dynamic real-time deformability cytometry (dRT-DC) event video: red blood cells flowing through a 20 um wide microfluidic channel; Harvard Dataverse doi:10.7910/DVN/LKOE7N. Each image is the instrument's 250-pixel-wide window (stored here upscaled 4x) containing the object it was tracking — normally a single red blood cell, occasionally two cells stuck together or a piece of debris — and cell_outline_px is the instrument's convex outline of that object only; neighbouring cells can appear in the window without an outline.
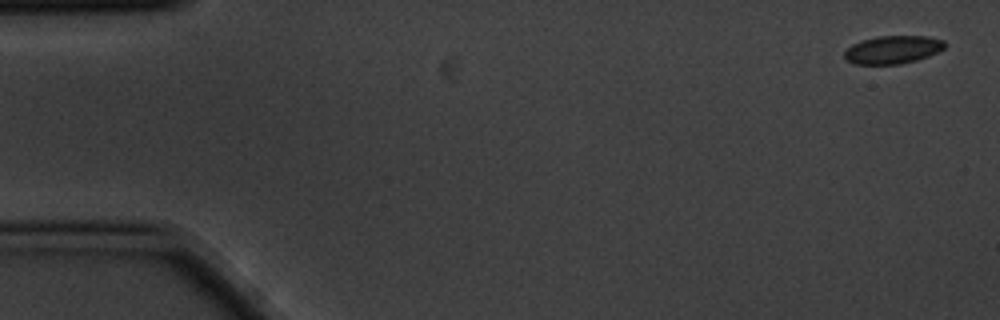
{"species": "common noctule bat (a hibernating species)", "species_latin": "Nyctalus noctula", "temperature_condition": "cold", "stored_images_in_passage": 4, "camera_frame_rate_fps": 3000, "um_per_image_px": 0.085, "animal": {"sex": "male", "body_mass_g": 20.1, "forearm_length_mm": 53.5}, "frame": {"image": 1, "passage_image": 1, "time_ms": 0.0, "image_size_px": [1000, 320], "cell_outline_px": [[944, 48], [928, 56], [916, 60], [900, 64], [856, 64], [848, 60], [844, 56], [844, 52], [852, 44], [860, 40], [876, 36], [928, 36], [944, 40]], "centroid_in_image_um": [75.87, 4.21], "position_along_channel_um": 9.1, "area_um2": 16.3}}
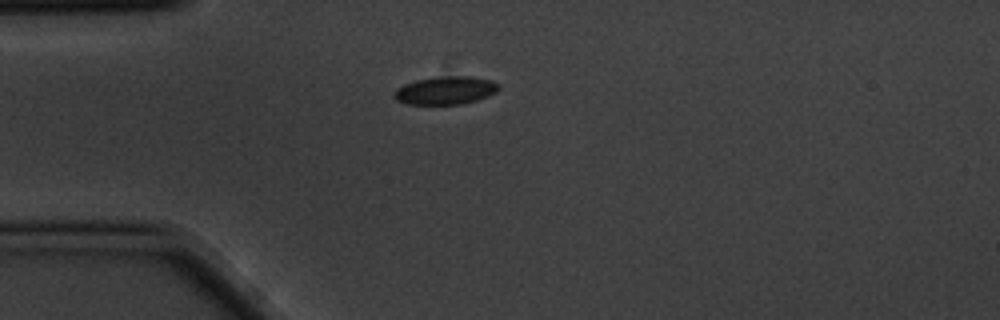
{"frame": {"image": 2, "passage_image": 4, "time_ms": 1.0, "image_size_px": [1000, 320], "cell_outline_px": [[500, 88], [496, 92], [488, 96], [476, 100], [460, 104], [408, 104], [396, 100], [392, 96], [396, 88], [404, 84], [416, 80], [440, 76], [472, 76], [492, 80], [500, 84]], "centroid_in_image_um": [37.88, 7.67], "position_along_channel_um": 47.1, "area_um2": 17.22}}